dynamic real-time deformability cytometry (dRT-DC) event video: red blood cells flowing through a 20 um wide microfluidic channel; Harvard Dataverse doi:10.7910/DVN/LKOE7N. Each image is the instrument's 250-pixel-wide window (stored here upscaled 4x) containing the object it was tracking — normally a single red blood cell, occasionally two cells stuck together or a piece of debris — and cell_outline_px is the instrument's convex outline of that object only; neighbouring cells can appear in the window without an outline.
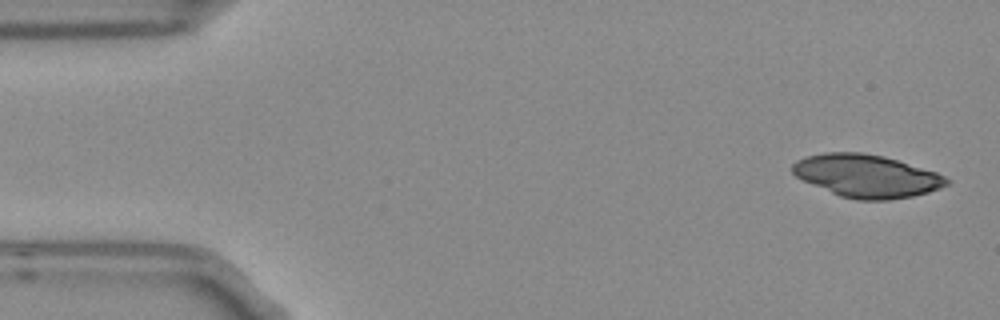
{"species": "Egyptian fruit bat (a non-hibernating species)", "species_latin": "Rousettus aegyptiacus", "temperature_condition": "room temperature", "stored_images_in_passage": 5, "segment_of_instrument_passage": [2, 2], "camera_frame_rate_fps": 3000, "um_per_image_px": 0.085, "frame": {"image": 1, "passage_image": 5, "time_ms": 1.333, "image_size_px": [1000, 320], "cell_outline_px": [[952, 180], [948, 184], [940, 188], [928, 192], [912, 196], [888, 200], [856, 200], [840, 196], [804, 180], [796, 176], [792, 172], [792, 164], [796, 160], [808, 156], [824, 152], [860, 152], [884, 156], [936, 172]], "centroid_in_image_um": [73.68, 14.95], "position_along_channel_um": 11.3, "area_um2": 38.21}}